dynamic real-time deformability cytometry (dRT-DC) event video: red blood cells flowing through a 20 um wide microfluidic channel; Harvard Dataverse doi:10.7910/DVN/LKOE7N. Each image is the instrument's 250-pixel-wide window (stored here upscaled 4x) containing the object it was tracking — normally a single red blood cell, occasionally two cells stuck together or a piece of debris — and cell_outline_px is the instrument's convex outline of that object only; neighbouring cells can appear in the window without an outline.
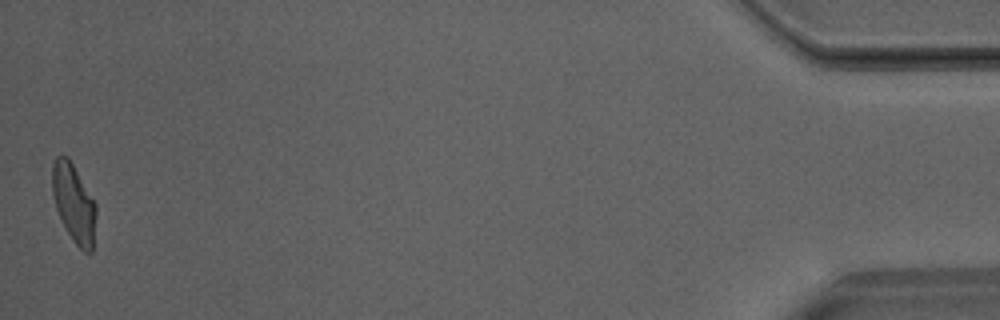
{"species": "Egyptian fruit bat (a non-hibernating species)", "species_latin": "Rousettus aegyptiacus", "temperature_condition": "room temperature", "stored_images_in_passage": 32, "camera_frame_rate_fps": 3000, "um_per_image_px": 0.085, "animal": {"sex": "male"}, "frame": {"image": 1, "passage_image": 32, "time_ms": 10.333, "image_size_px": [1000, 320], "cell_outline_px": [[96, 212], [92, 252], [84, 252], [72, 240], [64, 228], [56, 208], [52, 192], [52, 164], [56, 156], [68, 156], [96, 204]], "centroid_in_image_um": [6.26, 17.27], "position_along_channel_um": 428.9, "area_um2": 19.94}}